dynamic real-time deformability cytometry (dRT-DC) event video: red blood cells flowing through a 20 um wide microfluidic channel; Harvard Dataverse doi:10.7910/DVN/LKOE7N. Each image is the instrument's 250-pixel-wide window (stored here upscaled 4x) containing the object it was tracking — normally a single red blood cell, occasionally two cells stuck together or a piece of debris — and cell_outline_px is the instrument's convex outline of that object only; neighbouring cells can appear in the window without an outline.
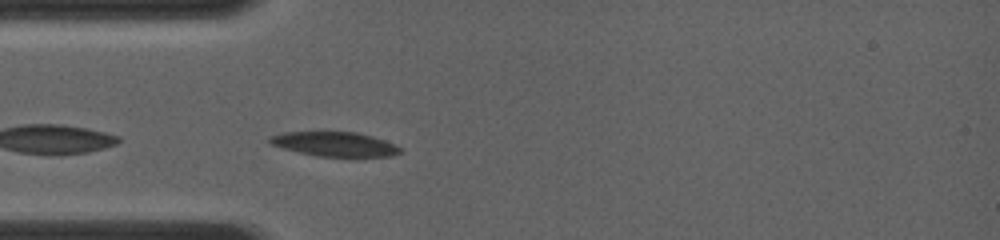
{"species": "common noctule bat (a hibernating species)", "species_latin": "Nyctalus noctula", "temperature_condition": "room temperature", "stored_images_in_passage": 25, "camera_frame_rate_fps": 4000, "um_per_image_px": 0.085, "animal": {"sex": "female", "body_mass_g": 19.0, "forearm_length_mm": 56.7}, "frame": {"image": 1, "passage_image": 2, "time_ms": 0.25, "image_size_px": [1000, 240], "cell_outline_px": [[400, 152], [392, 156], [320, 156], [300, 152], [284, 148], [272, 144], [268, 140], [268, 136], [284, 132], [356, 132], [372, 136], [384, 140], [400, 148]], "centroid_in_image_um": [28.42, 12.24], "position_along_channel_um": 56.6, "area_um2": 18.15}}
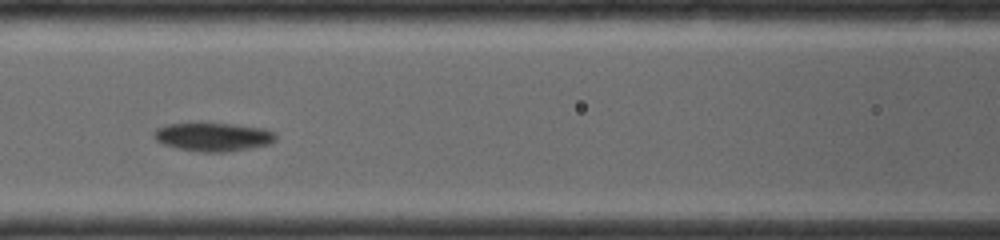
{"frame": {"image": 2, "passage_image": 10, "time_ms": 2.5, "image_size_px": [1000, 240], "cell_outline_px": [[276, 140], [268, 144], [248, 148], [224, 152], [200, 152], [176, 148], [164, 144], [156, 140], [152, 136], [152, 132], [156, 128], [168, 124], [232, 124], [264, 128], [276, 132]], "centroid_in_image_um": [18.1, 11.64], "position_along_channel_um": 148.5, "area_um2": 20.11}}
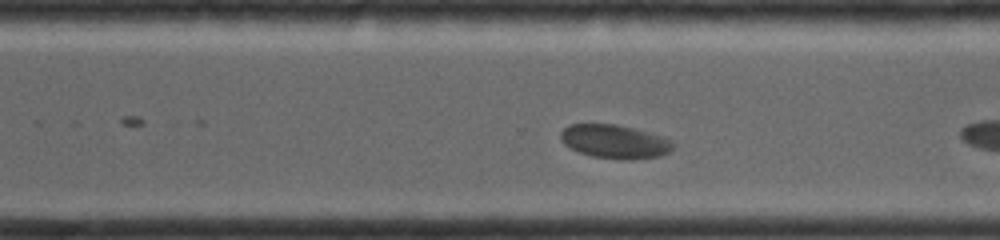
{"frame": {"image": 3, "passage_image": 23, "time_ms": 5.75, "image_size_px": [1000, 240], "cell_outline_px": [[676, 144], [668, 152], [660, 156], [628, 160], [592, 156], [580, 152], [564, 144], [560, 140], [560, 132], [568, 124], [616, 124], [664, 136], [672, 140]], "centroid_in_image_um": [52.26, 12.02], "position_along_channel_um": 318.3, "area_um2": 22.08}}